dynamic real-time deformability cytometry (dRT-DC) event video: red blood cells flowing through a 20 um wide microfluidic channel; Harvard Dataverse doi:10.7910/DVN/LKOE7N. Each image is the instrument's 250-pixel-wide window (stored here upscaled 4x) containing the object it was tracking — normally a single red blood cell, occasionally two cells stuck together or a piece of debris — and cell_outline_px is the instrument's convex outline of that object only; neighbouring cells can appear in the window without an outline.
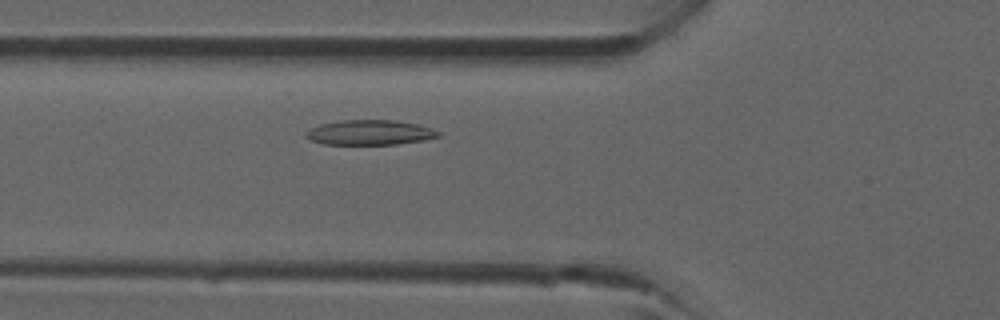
{"species": "common noctule bat (a hibernating species)", "species_latin": "Nyctalus noctula", "temperature_condition": "room temperature", "stored_images_in_passage": 12, "camera_frame_rate_fps": 3000, "um_per_image_px": 0.085, "animal": {"sex": "male", "forearm_length_mm": 52.5}, "frame": {"image": 1, "passage_image": 7, "time_ms": 2.0, "image_size_px": [1000, 320], "cell_outline_px": [[440, 136], [424, 140], [396, 144], [324, 144], [312, 140], [304, 136], [304, 132], [320, 124], [340, 120], [396, 120], [416, 124], [432, 128], [440, 132]], "centroid_in_image_um": [31.43, 11.26], "position_along_channel_um": 94.4, "area_um2": 19.19}}
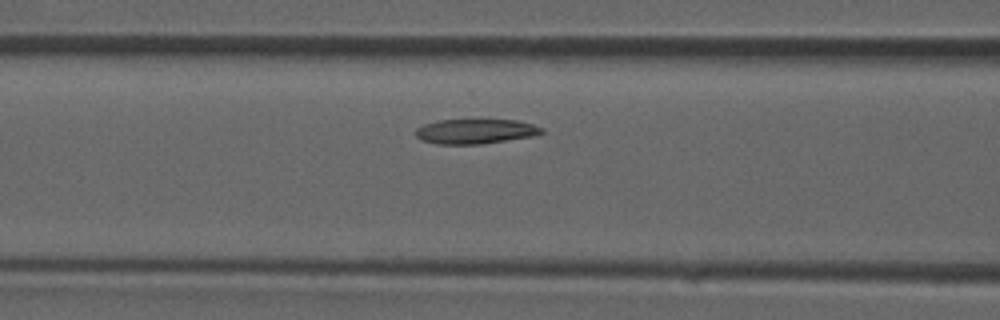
{"frame": {"image": 2, "passage_image": 9, "time_ms": 2.667, "image_size_px": [1000, 320], "cell_outline_px": [[544, 132], [532, 136], [480, 144], [436, 144], [420, 140], [416, 136], [416, 128], [424, 124], [436, 120], [516, 120], [532, 124], [544, 128]], "centroid_in_image_um": [40.38, 11.16], "position_along_channel_um": 126.2, "area_um2": 18.15}}